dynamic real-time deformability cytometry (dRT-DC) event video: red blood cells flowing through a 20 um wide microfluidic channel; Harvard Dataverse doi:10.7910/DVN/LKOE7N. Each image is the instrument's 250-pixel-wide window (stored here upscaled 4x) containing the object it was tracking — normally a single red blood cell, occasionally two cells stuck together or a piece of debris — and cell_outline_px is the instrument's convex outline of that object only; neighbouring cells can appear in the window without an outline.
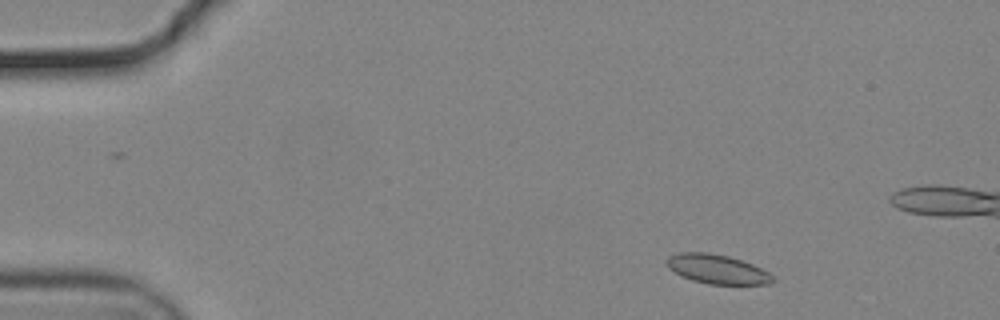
{"species": "common noctule bat (a hibernating species)", "species_latin": "Nyctalus noctula", "temperature_condition": "cold", "stored_images_in_passage": 54, "camera_frame_rate_fps": 3000, "um_per_image_px": 0.085, "animal": {"sex": "male", "body_mass_g": 19.2, "forearm_length_mm": 51.8}, "frame": {"image": 1, "passage_image": 5, "time_ms": 1.333, "image_size_px": [1000, 320], "cell_outline_px": [[776, 280], [772, 284], [708, 284], [692, 280], [668, 268], [668, 256], [680, 252], [708, 252], [728, 256], [752, 264], [768, 272]], "centroid_in_image_um": [60.99, 22.88], "position_along_channel_um": 24.0, "area_um2": 17.86}}
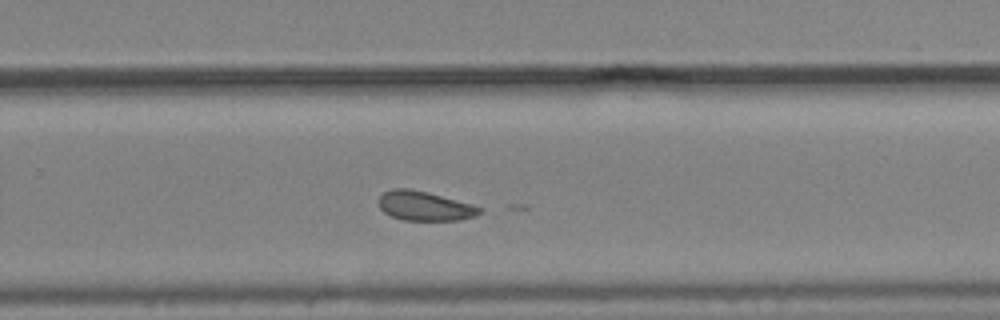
{"frame": {"image": 2, "passage_image": 34, "time_ms": 11.0, "image_size_px": [1000, 320], "cell_outline_px": [[484, 212], [476, 216], [460, 220], [404, 220], [392, 216], [384, 212], [380, 208], [380, 196], [384, 192], [392, 188], [408, 188], [472, 204], [484, 208]], "centroid_in_image_um": [36.14, 17.52], "position_along_channel_um": 293.7, "area_um2": 17.11}}
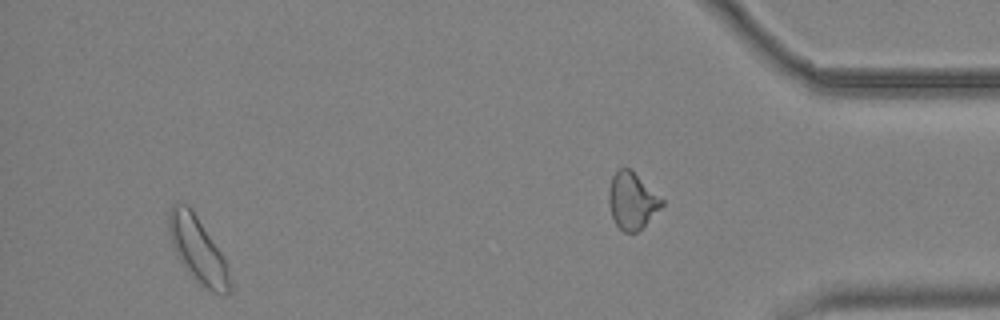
{"frame": {"image": 3, "passage_image": 50, "time_ms": 16.333, "image_size_px": [1000, 320], "cell_outline_px": [[228, 292], [220, 296], [212, 292], [200, 284], [184, 264], [176, 252], [172, 244], [168, 228], [168, 212], [172, 204], [188, 204], [220, 252], [224, 260], [228, 272]], "centroid_in_image_um": [16.77, 21.19], "position_along_channel_um": 418.4, "area_um2": 22.14}, "authors_computed_cell_mechanics": {"area_um2": 18.2648, "velocity_mm_per_s": 3.6829, "shape_relaxation_time_tau1_ms": 0.8461, "shape_relaxation_time_tau2_ms": null, "deformation_change_tau1": 0.1181, "deformation_change_tau2": null}}